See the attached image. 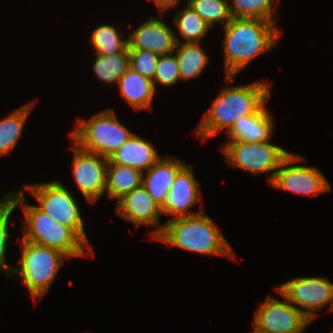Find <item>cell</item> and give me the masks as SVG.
Masks as SVG:
<instances>
[{
  "instance_id": "obj_22",
  "label": "cell",
  "mask_w": 333,
  "mask_h": 333,
  "mask_svg": "<svg viewBox=\"0 0 333 333\" xmlns=\"http://www.w3.org/2000/svg\"><path fill=\"white\" fill-rule=\"evenodd\" d=\"M34 104V102L24 104L0 120V157L12 152L20 140Z\"/></svg>"
},
{
  "instance_id": "obj_10",
  "label": "cell",
  "mask_w": 333,
  "mask_h": 333,
  "mask_svg": "<svg viewBox=\"0 0 333 333\" xmlns=\"http://www.w3.org/2000/svg\"><path fill=\"white\" fill-rule=\"evenodd\" d=\"M276 288L311 322L318 317L317 310L326 305L329 304L328 311H333V283L326 277H298Z\"/></svg>"
},
{
  "instance_id": "obj_21",
  "label": "cell",
  "mask_w": 333,
  "mask_h": 333,
  "mask_svg": "<svg viewBox=\"0 0 333 333\" xmlns=\"http://www.w3.org/2000/svg\"><path fill=\"white\" fill-rule=\"evenodd\" d=\"M143 173L130 166L108 164L106 189L108 198L119 200L142 185Z\"/></svg>"
},
{
  "instance_id": "obj_26",
  "label": "cell",
  "mask_w": 333,
  "mask_h": 333,
  "mask_svg": "<svg viewBox=\"0 0 333 333\" xmlns=\"http://www.w3.org/2000/svg\"><path fill=\"white\" fill-rule=\"evenodd\" d=\"M118 31L114 25L108 24L95 28L89 39L95 54L113 55L123 52L128 47V38L122 39Z\"/></svg>"
},
{
  "instance_id": "obj_11",
  "label": "cell",
  "mask_w": 333,
  "mask_h": 333,
  "mask_svg": "<svg viewBox=\"0 0 333 333\" xmlns=\"http://www.w3.org/2000/svg\"><path fill=\"white\" fill-rule=\"evenodd\" d=\"M304 160L298 154L291 152L281 162L270 186L275 189L306 196H318L320 193L332 190L328 179L319 168L298 164Z\"/></svg>"
},
{
  "instance_id": "obj_24",
  "label": "cell",
  "mask_w": 333,
  "mask_h": 333,
  "mask_svg": "<svg viewBox=\"0 0 333 333\" xmlns=\"http://www.w3.org/2000/svg\"><path fill=\"white\" fill-rule=\"evenodd\" d=\"M93 71L96 77L106 84H116L130 68V53L128 47L121 53L113 55L95 54Z\"/></svg>"
},
{
  "instance_id": "obj_9",
  "label": "cell",
  "mask_w": 333,
  "mask_h": 333,
  "mask_svg": "<svg viewBox=\"0 0 333 333\" xmlns=\"http://www.w3.org/2000/svg\"><path fill=\"white\" fill-rule=\"evenodd\" d=\"M283 301L268 294L258 305L250 333H302L312 323L299 309L275 287Z\"/></svg>"
},
{
  "instance_id": "obj_3",
  "label": "cell",
  "mask_w": 333,
  "mask_h": 333,
  "mask_svg": "<svg viewBox=\"0 0 333 333\" xmlns=\"http://www.w3.org/2000/svg\"><path fill=\"white\" fill-rule=\"evenodd\" d=\"M8 192L21 206L25 223L22 225V239L40 246L59 250L69 259L73 257H94L93 247L89 246L71 227L58 223L37 205L26 202L24 191L16 189Z\"/></svg>"
},
{
  "instance_id": "obj_20",
  "label": "cell",
  "mask_w": 333,
  "mask_h": 333,
  "mask_svg": "<svg viewBox=\"0 0 333 333\" xmlns=\"http://www.w3.org/2000/svg\"><path fill=\"white\" fill-rule=\"evenodd\" d=\"M197 43L177 42L174 53L179 63L181 81L198 78L209 64L210 56Z\"/></svg>"
},
{
  "instance_id": "obj_12",
  "label": "cell",
  "mask_w": 333,
  "mask_h": 333,
  "mask_svg": "<svg viewBox=\"0 0 333 333\" xmlns=\"http://www.w3.org/2000/svg\"><path fill=\"white\" fill-rule=\"evenodd\" d=\"M73 179L89 203L94 204L102 197L106 189L107 167L109 159L80 148L72 141Z\"/></svg>"
},
{
  "instance_id": "obj_14",
  "label": "cell",
  "mask_w": 333,
  "mask_h": 333,
  "mask_svg": "<svg viewBox=\"0 0 333 333\" xmlns=\"http://www.w3.org/2000/svg\"><path fill=\"white\" fill-rule=\"evenodd\" d=\"M199 184L194 177L192 166L185 164L176 174L171 189L166 196L162 208L164 216L169 220L179 217L194 216L203 212L190 211L192 207L200 202Z\"/></svg>"
},
{
  "instance_id": "obj_17",
  "label": "cell",
  "mask_w": 333,
  "mask_h": 333,
  "mask_svg": "<svg viewBox=\"0 0 333 333\" xmlns=\"http://www.w3.org/2000/svg\"><path fill=\"white\" fill-rule=\"evenodd\" d=\"M161 157L151 142L134 133L110 156L108 164L130 166L144 173Z\"/></svg>"
},
{
  "instance_id": "obj_25",
  "label": "cell",
  "mask_w": 333,
  "mask_h": 333,
  "mask_svg": "<svg viewBox=\"0 0 333 333\" xmlns=\"http://www.w3.org/2000/svg\"><path fill=\"white\" fill-rule=\"evenodd\" d=\"M280 0H228L232 17L267 20L277 24L273 15ZM232 2V4H230ZM274 6V7H273ZM274 16V17H273Z\"/></svg>"
},
{
  "instance_id": "obj_8",
  "label": "cell",
  "mask_w": 333,
  "mask_h": 333,
  "mask_svg": "<svg viewBox=\"0 0 333 333\" xmlns=\"http://www.w3.org/2000/svg\"><path fill=\"white\" fill-rule=\"evenodd\" d=\"M38 201V207L48 213L58 223L71 227L89 246L85 233V223L73 193L59 180L24 185Z\"/></svg>"
},
{
  "instance_id": "obj_27",
  "label": "cell",
  "mask_w": 333,
  "mask_h": 333,
  "mask_svg": "<svg viewBox=\"0 0 333 333\" xmlns=\"http://www.w3.org/2000/svg\"><path fill=\"white\" fill-rule=\"evenodd\" d=\"M187 4L212 28L216 23L226 26L233 18L228 0H187Z\"/></svg>"
},
{
  "instance_id": "obj_23",
  "label": "cell",
  "mask_w": 333,
  "mask_h": 333,
  "mask_svg": "<svg viewBox=\"0 0 333 333\" xmlns=\"http://www.w3.org/2000/svg\"><path fill=\"white\" fill-rule=\"evenodd\" d=\"M184 6L186 8L178 10L173 18V23H175L174 25L180 36L175 33L176 41L201 43V39L206 37L211 27L187 3Z\"/></svg>"
},
{
  "instance_id": "obj_4",
  "label": "cell",
  "mask_w": 333,
  "mask_h": 333,
  "mask_svg": "<svg viewBox=\"0 0 333 333\" xmlns=\"http://www.w3.org/2000/svg\"><path fill=\"white\" fill-rule=\"evenodd\" d=\"M155 241L199 255L235 257L233 247L218 229L216 222L204 211L194 216L168 220Z\"/></svg>"
},
{
  "instance_id": "obj_15",
  "label": "cell",
  "mask_w": 333,
  "mask_h": 333,
  "mask_svg": "<svg viewBox=\"0 0 333 333\" xmlns=\"http://www.w3.org/2000/svg\"><path fill=\"white\" fill-rule=\"evenodd\" d=\"M127 37L128 49L149 50L159 56L173 53L177 43L172 28L153 16L130 31Z\"/></svg>"
},
{
  "instance_id": "obj_6",
  "label": "cell",
  "mask_w": 333,
  "mask_h": 333,
  "mask_svg": "<svg viewBox=\"0 0 333 333\" xmlns=\"http://www.w3.org/2000/svg\"><path fill=\"white\" fill-rule=\"evenodd\" d=\"M76 119L70 133L72 141L80 148L108 159L134 134L118 120L112 109L99 111L87 121Z\"/></svg>"
},
{
  "instance_id": "obj_5",
  "label": "cell",
  "mask_w": 333,
  "mask_h": 333,
  "mask_svg": "<svg viewBox=\"0 0 333 333\" xmlns=\"http://www.w3.org/2000/svg\"><path fill=\"white\" fill-rule=\"evenodd\" d=\"M21 241L20 264L13 269L11 277L19 278L37 303L48 292L64 260L69 258L59 250Z\"/></svg>"
},
{
  "instance_id": "obj_7",
  "label": "cell",
  "mask_w": 333,
  "mask_h": 333,
  "mask_svg": "<svg viewBox=\"0 0 333 333\" xmlns=\"http://www.w3.org/2000/svg\"><path fill=\"white\" fill-rule=\"evenodd\" d=\"M270 141L228 140L221 144L220 150L230 166L253 174L267 173L266 181L270 185L281 162L291 153Z\"/></svg>"
},
{
  "instance_id": "obj_2",
  "label": "cell",
  "mask_w": 333,
  "mask_h": 333,
  "mask_svg": "<svg viewBox=\"0 0 333 333\" xmlns=\"http://www.w3.org/2000/svg\"><path fill=\"white\" fill-rule=\"evenodd\" d=\"M280 29L275 23L254 18L233 17L224 26L222 42L225 76H236L256 57L278 44Z\"/></svg>"
},
{
  "instance_id": "obj_31",
  "label": "cell",
  "mask_w": 333,
  "mask_h": 333,
  "mask_svg": "<svg viewBox=\"0 0 333 333\" xmlns=\"http://www.w3.org/2000/svg\"><path fill=\"white\" fill-rule=\"evenodd\" d=\"M158 9L157 12L163 16L168 10L174 9L180 3V0H152Z\"/></svg>"
},
{
  "instance_id": "obj_19",
  "label": "cell",
  "mask_w": 333,
  "mask_h": 333,
  "mask_svg": "<svg viewBox=\"0 0 333 333\" xmlns=\"http://www.w3.org/2000/svg\"><path fill=\"white\" fill-rule=\"evenodd\" d=\"M120 95L135 111L152 110L156 94L153 81L129 68L117 83Z\"/></svg>"
},
{
  "instance_id": "obj_30",
  "label": "cell",
  "mask_w": 333,
  "mask_h": 333,
  "mask_svg": "<svg viewBox=\"0 0 333 333\" xmlns=\"http://www.w3.org/2000/svg\"><path fill=\"white\" fill-rule=\"evenodd\" d=\"M128 51L130 53V68L140 75L153 80L159 55L142 49H128Z\"/></svg>"
},
{
  "instance_id": "obj_1",
  "label": "cell",
  "mask_w": 333,
  "mask_h": 333,
  "mask_svg": "<svg viewBox=\"0 0 333 333\" xmlns=\"http://www.w3.org/2000/svg\"><path fill=\"white\" fill-rule=\"evenodd\" d=\"M225 79V86L195 128L194 133L203 143L224 129L228 132L241 117L258 113L271 98L272 85L265 80L231 86L234 76Z\"/></svg>"
},
{
  "instance_id": "obj_18",
  "label": "cell",
  "mask_w": 333,
  "mask_h": 333,
  "mask_svg": "<svg viewBox=\"0 0 333 333\" xmlns=\"http://www.w3.org/2000/svg\"><path fill=\"white\" fill-rule=\"evenodd\" d=\"M274 121L266 105L256 114L238 119L227 132L229 140L261 142L272 139Z\"/></svg>"
},
{
  "instance_id": "obj_16",
  "label": "cell",
  "mask_w": 333,
  "mask_h": 333,
  "mask_svg": "<svg viewBox=\"0 0 333 333\" xmlns=\"http://www.w3.org/2000/svg\"><path fill=\"white\" fill-rule=\"evenodd\" d=\"M176 156L161 157L152 165L142 177V185L147 189L151 197L162 207L166 196L171 189L177 172L185 165Z\"/></svg>"
},
{
  "instance_id": "obj_13",
  "label": "cell",
  "mask_w": 333,
  "mask_h": 333,
  "mask_svg": "<svg viewBox=\"0 0 333 333\" xmlns=\"http://www.w3.org/2000/svg\"><path fill=\"white\" fill-rule=\"evenodd\" d=\"M116 205V214L127 222L136 227L140 225L155 227L149 233L151 239L155 240L161 234L164 227V224L160 223L162 208L143 185L125 194Z\"/></svg>"
},
{
  "instance_id": "obj_29",
  "label": "cell",
  "mask_w": 333,
  "mask_h": 333,
  "mask_svg": "<svg viewBox=\"0 0 333 333\" xmlns=\"http://www.w3.org/2000/svg\"><path fill=\"white\" fill-rule=\"evenodd\" d=\"M180 79L179 63L175 53L159 56L153 81L155 91L159 83L163 86H172Z\"/></svg>"
},
{
  "instance_id": "obj_28",
  "label": "cell",
  "mask_w": 333,
  "mask_h": 333,
  "mask_svg": "<svg viewBox=\"0 0 333 333\" xmlns=\"http://www.w3.org/2000/svg\"><path fill=\"white\" fill-rule=\"evenodd\" d=\"M15 198L9 193L0 198V271L10 276L14 267L10 266L6 261V252L8 247L9 230L11 216L13 211L17 208Z\"/></svg>"
}]
</instances>
